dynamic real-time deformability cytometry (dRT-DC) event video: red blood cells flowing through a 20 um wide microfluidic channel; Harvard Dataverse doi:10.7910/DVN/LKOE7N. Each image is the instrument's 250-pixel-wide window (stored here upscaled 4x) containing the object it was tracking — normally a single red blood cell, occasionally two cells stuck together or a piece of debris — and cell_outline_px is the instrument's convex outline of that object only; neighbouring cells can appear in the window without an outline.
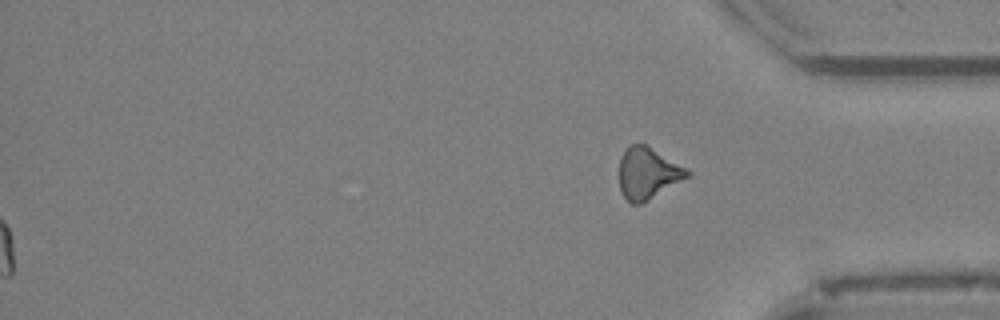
{"species": "Egyptian fruit bat (a non-hibernating species)", "species_latin": "Rousettus aegyptiacus", "temperature_condition": "cold", "stored_images_in_passage": 53, "segment_of_instrument_passage": [2, 2], "camera_frame_rate_fps": 3000, "um_per_image_px": 0.085, "animal": {"sex": "female"}, "frame": {"image": 1, "passage_image": 53, "time_ms": 17.333, "image_size_px": [1000, 320], "cell_outline_px": [[692, 176], [640, 204], [632, 204], [620, 192], [620, 156], [632, 144], [644, 144], [688, 168], [692, 172]], "centroid_in_image_um": [55.11, 14.74], "position_along_channel_um": 380.1, "area_um2": 20.35}}